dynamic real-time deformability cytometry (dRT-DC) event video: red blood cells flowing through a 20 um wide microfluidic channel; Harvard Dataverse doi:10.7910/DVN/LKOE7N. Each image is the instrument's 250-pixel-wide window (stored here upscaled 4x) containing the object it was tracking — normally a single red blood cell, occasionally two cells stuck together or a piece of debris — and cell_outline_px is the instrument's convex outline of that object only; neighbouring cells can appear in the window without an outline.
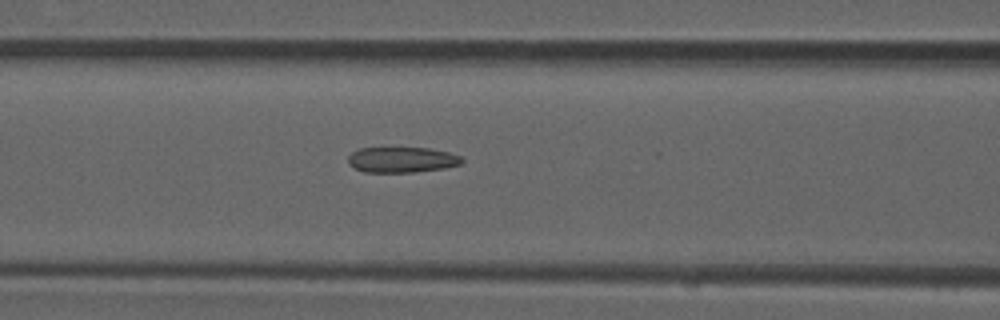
{"species": "common noctule bat (a hibernating species)", "species_latin": "Nyctalus noctula", "temperature_condition": "room temperature", "stored_images_in_passage": 22, "camera_frame_rate_fps": 3000, "um_per_image_px": 0.085, "animal": {"sex": "male", "forearm_length_mm": 52.5}, "frame": {"image": 1, "passage_image": 14, "time_ms": 4.333, "image_size_px": [1000, 320], "cell_outline_px": [[464, 160], [460, 164], [444, 168], [412, 172], [364, 172], [348, 164], [348, 156], [352, 152], [360, 148], [428, 148], [448, 152], [460, 156]], "centroid_in_image_um": [34.14, 13.58], "position_along_channel_um": 132.5, "area_um2": 16.82}}
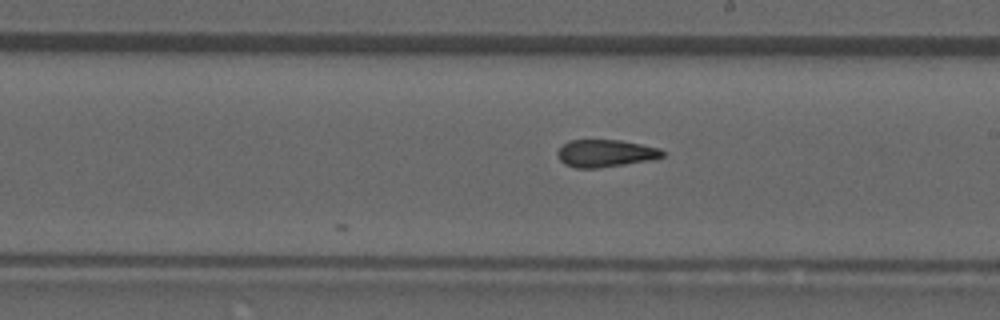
{"frame": {"image": 2, "passage_image": 22, "time_ms": 7.0, "image_size_px": [1000, 320], "cell_outline_px": [[664, 156], [648, 160], [624, 164], [596, 168], [576, 168], [564, 164], [560, 160], [556, 152], [568, 140], [620, 140], [660, 148], [664, 152]], "centroid_in_image_um": [51.43, 13.03], "position_along_channel_um": 237.6, "area_um2": 16.59}}